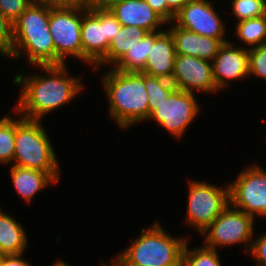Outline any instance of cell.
Returning a JSON list of instances; mask_svg holds the SVG:
<instances>
[{"instance_id": "6da1fadb", "label": "cell", "mask_w": 266, "mask_h": 266, "mask_svg": "<svg viewBox=\"0 0 266 266\" xmlns=\"http://www.w3.org/2000/svg\"><path fill=\"white\" fill-rule=\"evenodd\" d=\"M66 64L58 66H41L48 74L24 76L17 74L14 83L22 85L17 106L14 110L29 120L41 121L42 117L67 104L83 89L81 79L67 74Z\"/></svg>"}, {"instance_id": "7a4b0ae2", "label": "cell", "mask_w": 266, "mask_h": 266, "mask_svg": "<svg viewBox=\"0 0 266 266\" xmlns=\"http://www.w3.org/2000/svg\"><path fill=\"white\" fill-rule=\"evenodd\" d=\"M51 8L47 3H31L13 23L11 58H19L24 51L32 65L55 66V47L49 28Z\"/></svg>"}, {"instance_id": "3957f363", "label": "cell", "mask_w": 266, "mask_h": 266, "mask_svg": "<svg viewBox=\"0 0 266 266\" xmlns=\"http://www.w3.org/2000/svg\"><path fill=\"white\" fill-rule=\"evenodd\" d=\"M103 76L111 117L121 128L148 118V97L144 86V73L122 72L111 67Z\"/></svg>"}, {"instance_id": "277c9868", "label": "cell", "mask_w": 266, "mask_h": 266, "mask_svg": "<svg viewBox=\"0 0 266 266\" xmlns=\"http://www.w3.org/2000/svg\"><path fill=\"white\" fill-rule=\"evenodd\" d=\"M140 234L122 254L115 257L112 264L182 266L186 237H171L157 223L150 229H142Z\"/></svg>"}, {"instance_id": "5b68a950", "label": "cell", "mask_w": 266, "mask_h": 266, "mask_svg": "<svg viewBox=\"0 0 266 266\" xmlns=\"http://www.w3.org/2000/svg\"><path fill=\"white\" fill-rule=\"evenodd\" d=\"M14 161L12 165L49 173L56 181L60 177L58 160L41 121L15 120Z\"/></svg>"}, {"instance_id": "8992f818", "label": "cell", "mask_w": 266, "mask_h": 266, "mask_svg": "<svg viewBox=\"0 0 266 266\" xmlns=\"http://www.w3.org/2000/svg\"><path fill=\"white\" fill-rule=\"evenodd\" d=\"M121 24L105 5L82 7L81 41L83 61L94 65L107 54Z\"/></svg>"}, {"instance_id": "52a82bcc", "label": "cell", "mask_w": 266, "mask_h": 266, "mask_svg": "<svg viewBox=\"0 0 266 266\" xmlns=\"http://www.w3.org/2000/svg\"><path fill=\"white\" fill-rule=\"evenodd\" d=\"M81 13L82 7L76 6H52L50 9L49 28L55 47V66L66 64L67 55L83 61Z\"/></svg>"}, {"instance_id": "ba28073f", "label": "cell", "mask_w": 266, "mask_h": 266, "mask_svg": "<svg viewBox=\"0 0 266 266\" xmlns=\"http://www.w3.org/2000/svg\"><path fill=\"white\" fill-rule=\"evenodd\" d=\"M188 185L185 221L201 234L229 205V186L222 189L200 181H190Z\"/></svg>"}, {"instance_id": "9c48e42d", "label": "cell", "mask_w": 266, "mask_h": 266, "mask_svg": "<svg viewBox=\"0 0 266 266\" xmlns=\"http://www.w3.org/2000/svg\"><path fill=\"white\" fill-rule=\"evenodd\" d=\"M254 220L252 216L229 204L201 233L206 235L205 246L216 250L219 246H232L242 243L244 245L249 244L245 248L246 251H249L255 230L253 228Z\"/></svg>"}, {"instance_id": "30bf717a", "label": "cell", "mask_w": 266, "mask_h": 266, "mask_svg": "<svg viewBox=\"0 0 266 266\" xmlns=\"http://www.w3.org/2000/svg\"><path fill=\"white\" fill-rule=\"evenodd\" d=\"M228 186L231 206L253 218L255 215L266 216V171L264 169L252 164L239 173L236 181Z\"/></svg>"}, {"instance_id": "8fae6325", "label": "cell", "mask_w": 266, "mask_h": 266, "mask_svg": "<svg viewBox=\"0 0 266 266\" xmlns=\"http://www.w3.org/2000/svg\"><path fill=\"white\" fill-rule=\"evenodd\" d=\"M194 92L175 89L153 110L147 120H155L177 138L181 137L199 112Z\"/></svg>"}, {"instance_id": "7c38bea8", "label": "cell", "mask_w": 266, "mask_h": 266, "mask_svg": "<svg viewBox=\"0 0 266 266\" xmlns=\"http://www.w3.org/2000/svg\"><path fill=\"white\" fill-rule=\"evenodd\" d=\"M212 5L207 0H189L175 15L174 24L199 35L219 39L222 43L228 42L224 36V24Z\"/></svg>"}, {"instance_id": "4fadbf2b", "label": "cell", "mask_w": 266, "mask_h": 266, "mask_svg": "<svg viewBox=\"0 0 266 266\" xmlns=\"http://www.w3.org/2000/svg\"><path fill=\"white\" fill-rule=\"evenodd\" d=\"M171 82L186 92H217L213 79L212 62L189 55L176 54Z\"/></svg>"}, {"instance_id": "5bb4252c", "label": "cell", "mask_w": 266, "mask_h": 266, "mask_svg": "<svg viewBox=\"0 0 266 266\" xmlns=\"http://www.w3.org/2000/svg\"><path fill=\"white\" fill-rule=\"evenodd\" d=\"M223 43L212 60L213 79L218 91L228 86L229 80L244 79L249 75L248 48Z\"/></svg>"}, {"instance_id": "9a60e30c", "label": "cell", "mask_w": 266, "mask_h": 266, "mask_svg": "<svg viewBox=\"0 0 266 266\" xmlns=\"http://www.w3.org/2000/svg\"><path fill=\"white\" fill-rule=\"evenodd\" d=\"M105 6L122 26H136L156 32L166 24L145 0H110Z\"/></svg>"}, {"instance_id": "2e32d148", "label": "cell", "mask_w": 266, "mask_h": 266, "mask_svg": "<svg viewBox=\"0 0 266 266\" xmlns=\"http://www.w3.org/2000/svg\"><path fill=\"white\" fill-rule=\"evenodd\" d=\"M168 31L173 37L175 52L179 55H189L211 62L223 44L219 39L199 35L176 24Z\"/></svg>"}, {"instance_id": "e0dca14e", "label": "cell", "mask_w": 266, "mask_h": 266, "mask_svg": "<svg viewBox=\"0 0 266 266\" xmlns=\"http://www.w3.org/2000/svg\"><path fill=\"white\" fill-rule=\"evenodd\" d=\"M175 44L171 33L164 30L151 46L146 66L142 73L171 81L174 72Z\"/></svg>"}, {"instance_id": "ac0fdd59", "label": "cell", "mask_w": 266, "mask_h": 266, "mask_svg": "<svg viewBox=\"0 0 266 266\" xmlns=\"http://www.w3.org/2000/svg\"><path fill=\"white\" fill-rule=\"evenodd\" d=\"M10 168L12 183L16 191L27 202L31 201L33 196L37 194L39 190H43L48 184L57 183L47 172L15 165Z\"/></svg>"}, {"instance_id": "d6986e66", "label": "cell", "mask_w": 266, "mask_h": 266, "mask_svg": "<svg viewBox=\"0 0 266 266\" xmlns=\"http://www.w3.org/2000/svg\"><path fill=\"white\" fill-rule=\"evenodd\" d=\"M23 227L0 209V251L5 255L23 254L27 236Z\"/></svg>"}, {"instance_id": "ffe728a7", "label": "cell", "mask_w": 266, "mask_h": 266, "mask_svg": "<svg viewBox=\"0 0 266 266\" xmlns=\"http://www.w3.org/2000/svg\"><path fill=\"white\" fill-rule=\"evenodd\" d=\"M148 33L136 26H121L119 33L111 41L107 54L96 64L97 66L111 63L114 66L123 55L132 49Z\"/></svg>"}, {"instance_id": "44dd1931", "label": "cell", "mask_w": 266, "mask_h": 266, "mask_svg": "<svg viewBox=\"0 0 266 266\" xmlns=\"http://www.w3.org/2000/svg\"><path fill=\"white\" fill-rule=\"evenodd\" d=\"M148 32L136 46L127 51L123 57L112 66L122 72H142L146 66L147 57L154 45V40L163 32Z\"/></svg>"}, {"instance_id": "7402d4cb", "label": "cell", "mask_w": 266, "mask_h": 266, "mask_svg": "<svg viewBox=\"0 0 266 266\" xmlns=\"http://www.w3.org/2000/svg\"><path fill=\"white\" fill-rule=\"evenodd\" d=\"M236 35L249 48L266 43V16H259L237 22Z\"/></svg>"}, {"instance_id": "603a6c76", "label": "cell", "mask_w": 266, "mask_h": 266, "mask_svg": "<svg viewBox=\"0 0 266 266\" xmlns=\"http://www.w3.org/2000/svg\"><path fill=\"white\" fill-rule=\"evenodd\" d=\"M144 86L147 91L148 97V116L157 108L163 100L167 99L168 96L176 89L173 83L164 78L150 76L144 73Z\"/></svg>"}, {"instance_id": "cb8c5ba5", "label": "cell", "mask_w": 266, "mask_h": 266, "mask_svg": "<svg viewBox=\"0 0 266 266\" xmlns=\"http://www.w3.org/2000/svg\"><path fill=\"white\" fill-rule=\"evenodd\" d=\"M218 250L206 247L196 248L190 251L187 242L183 249L182 266H221Z\"/></svg>"}, {"instance_id": "d4e9b609", "label": "cell", "mask_w": 266, "mask_h": 266, "mask_svg": "<svg viewBox=\"0 0 266 266\" xmlns=\"http://www.w3.org/2000/svg\"><path fill=\"white\" fill-rule=\"evenodd\" d=\"M15 120L10 116L0 119V163L9 164L14 160Z\"/></svg>"}, {"instance_id": "484cf974", "label": "cell", "mask_w": 266, "mask_h": 266, "mask_svg": "<svg viewBox=\"0 0 266 266\" xmlns=\"http://www.w3.org/2000/svg\"><path fill=\"white\" fill-rule=\"evenodd\" d=\"M232 10L239 21L264 16L266 0H233Z\"/></svg>"}, {"instance_id": "4316f807", "label": "cell", "mask_w": 266, "mask_h": 266, "mask_svg": "<svg viewBox=\"0 0 266 266\" xmlns=\"http://www.w3.org/2000/svg\"><path fill=\"white\" fill-rule=\"evenodd\" d=\"M249 75L266 80V43L248 49Z\"/></svg>"}, {"instance_id": "83f0119b", "label": "cell", "mask_w": 266, "mask_h": 266, "mask_svg": "<svg viewBox=\"0 0 266 266\" xmlns=\"http://www.w3.org/2000/svg\"><path fill=\"white\" fill-rule=\"evenodd\" d=\"M13 47V23L0 13V55L10 58Z\"/></svg>"}, {"instance_id": "f1b7e54d", "label": "cell", "mask_w": 266, "mask_h": 266, "mask_svg": "<svg viewBox=\"0 0 266 266\" xmlns=\"http://www.w3.org/2000/svg\"><path fill=\"white\" fill-rule=\"evenodd\" d=\"M30 4V0H0V13L14 23Z\"/></svg>"}, {"instance_id": "f546056e", "label": "cell", "mask_w": 266, "mask_h": 266, "mask_svg": "<svg viewBox=\"0 0 266 266\" xmlns=\"http://www.w3.org/2000/svg\"><path fill=\"white\" fill-rule=\"evenodd\" d=\"M248 252L256 260L257 266H266V233L251 241Z\"/></svg>"}, {"instance_id": "4dcf8cb0", "label": "cell", "mask_w": 266, "mask_h": 266, "mask_svg": "<svg viewBox=\"0 0 266 266\" xmlns=\"http://www.w3.org/2000/svg\"><path fill=\"white\" fill-rule=\"evenodd\" d=\"M152 9L168 23V6L166 0H145Z\"/></svg>"}, {"instance_id": "1f68e13d", "label": "cell", "mask_w": 266, "mask_h": 266, "mask_svg": "<svg viewBox=\"0 0 266 266\" xmlns=\"http://www.w3.org/2000/svg\"><path fill=\"white\" fill-rule=\"evenodd\" d=\"M189 0H166L168 6V23L174 21L175 15Z\"/></svg>"}, {"instance_id": "d6a6232c", "label": "cell", "mask_w": 266, "mask_h": 266, "mask_svg": "<svg viewBox=\"0 0 266 266\" xmlns=\"http://www.w3.org/2000/svg\"><path fill=\"white\" fill-rule=\"evenodd\" d=\"M21 255L23 254L6 255L1 266H31L27 260H23Z\"/></svg>"}, {"instance_id": "836d02e7", "label": "cell", "mask_w": 266, "mask_h": 266, "mask_svg": "<svg viewBox=\"0 0 266 266\" xmlns=\"http://www.w3.org/2000/svg\"><path fill=\"white\" fill-rule=\"evenodd\" d=\"M52 6H89L86 0H52Z\"/></svg>"}, {"instance_id": "e575fe53", "label": "cell", "mask_w": 266, "mask_h": 266, "mask_svg": "<svg viewBox=\"0 0 266 266\" xmlns=\"http://www.w3.org/2000/svg\"><path fill=\"white\" fill-rule=\"evenodd\" d=\"M89 6L91 5H105L110 0H86Z\"/></svg>"}, {"instance_id": "d590c367", "label": "cell", "mask_w": 266, "mask_h": 266, "mask_svg": "<svg viewBox=\"0 0 266 266\" xmlns=\"http://www.w3.org/2000/svg\"><path fill=\"white\" fill-rule=\"evenodd\" d=\"M31 3H47L52 6V0H30Z\"/></svg>"}, {"instance_id": "8d00e7d4", "label": "cell", "mask_w": 266, "mask_h": 266, "mask_svg": "<svg viewBox=\"0 0 266 266\" xmlns=\"http://www.w3.org/2000/svg\"><path fill=\"white\" fill-rule=\"evenodd\" d=\"M52 266H70L67 263L63 262L62 260L56 261Z\"/></svg>"}, {"instance_id": "74e56055", "label": "cell", "mask_w": 266, "mask_h": 266, "mask_svg": "<svg viewBox=\"0 0 266 266\" xmlns=\"http://www.w3.org/2000/svg\"><path fill=\"white\" fill-rule=\"evenodd\" d=\"M114 266H142L138 264H113Z\"/></svg>"}, {"instance_id": "f35d334b", "label": "cell", "mask_w": 266, "mask_h": 266, "mask_svg": "<svg viewBox=\"0 0 266 266\" xmlns=\"http://www.w3.org/2000/svg\"><path fill=\"white\" fill-rule=\"evenodd\" d=\"M5 256L6 255L3 252L0 251V266H1V264L3 262V259L5 258Z\"/></svg>"}]
</instances>
